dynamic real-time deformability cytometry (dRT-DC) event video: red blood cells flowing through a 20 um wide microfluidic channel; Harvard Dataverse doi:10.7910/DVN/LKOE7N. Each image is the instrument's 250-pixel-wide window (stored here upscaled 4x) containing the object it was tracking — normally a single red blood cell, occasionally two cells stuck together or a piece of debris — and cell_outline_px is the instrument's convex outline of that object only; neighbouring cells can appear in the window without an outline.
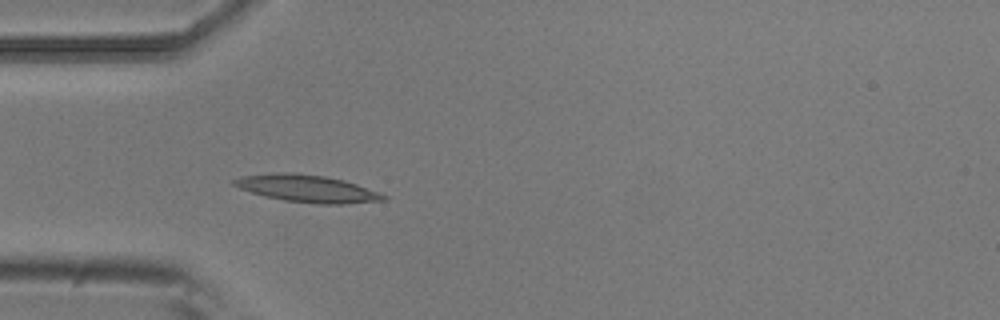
{"species": "common noctule bat (a hibernating species)", "species_latin": "Nyctalus noctula", "temperature_condition": "room temperature", "stored_images_in_passage": 4, "camera_frame_rate_fps": 3000, "um_per_image_px": 0.085, "animal": {"sex": "male", "body_mass_g": 20.5, "forearm_length_mm": 52.5}, "frame": {"image": 1, "passage_image": 4, "time_ms": 1.0, "image_size_px": [1000, 320], "cell_outline_px": [[388, 200], [348, 204], [316, 204], [284, 200], [264, 196], [240, 188], [232, 184], [232, 180], [244, 176], [276, 172], [292, 172], [324, 176], [344, 180], [356, 184], [388, 196]], "centroid_in_image_um": [26.14, 16.03], "position_along_channel_um": 58.9, "area_um2": 23.7}}